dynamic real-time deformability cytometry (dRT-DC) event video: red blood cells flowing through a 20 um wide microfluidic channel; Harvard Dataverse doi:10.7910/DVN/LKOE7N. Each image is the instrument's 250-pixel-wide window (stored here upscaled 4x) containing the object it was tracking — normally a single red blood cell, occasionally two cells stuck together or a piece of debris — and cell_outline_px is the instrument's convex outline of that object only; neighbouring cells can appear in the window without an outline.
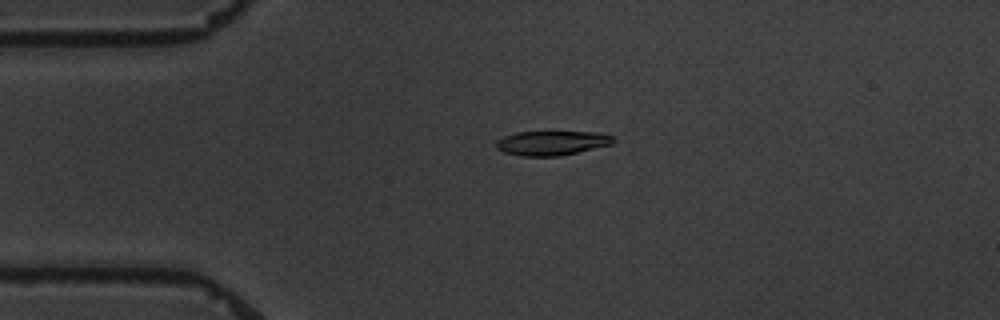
{"species": "common noctule bat (a hibernating species)", "species_latin": "Nyctalus noctula", "temperature_condition": "warm", "stored_images_in_passage": 2, "camera_frame_rate_fps": 3000, "um_per_image_px": 0.085, "animal": {"sex": "male", "body_mass_g": 19.5, "forearm_length_mm": 54.6}, "frame": {"image": 1, "passage_image": 1, "time_ms": 0.0, "image_size_px": [1000, 320], "cell_outline_px": [[616, 140], [612, 144], [560, 156], [520, 156], [504, 152], [496, 148], [496, 140], [504, 136], [516, 132], [600, 132], [616, 136]], "centroid_in_image_um": [46.93, 12.15], "position_along_channel_um": 38.1, "area_um2": 16.82}}